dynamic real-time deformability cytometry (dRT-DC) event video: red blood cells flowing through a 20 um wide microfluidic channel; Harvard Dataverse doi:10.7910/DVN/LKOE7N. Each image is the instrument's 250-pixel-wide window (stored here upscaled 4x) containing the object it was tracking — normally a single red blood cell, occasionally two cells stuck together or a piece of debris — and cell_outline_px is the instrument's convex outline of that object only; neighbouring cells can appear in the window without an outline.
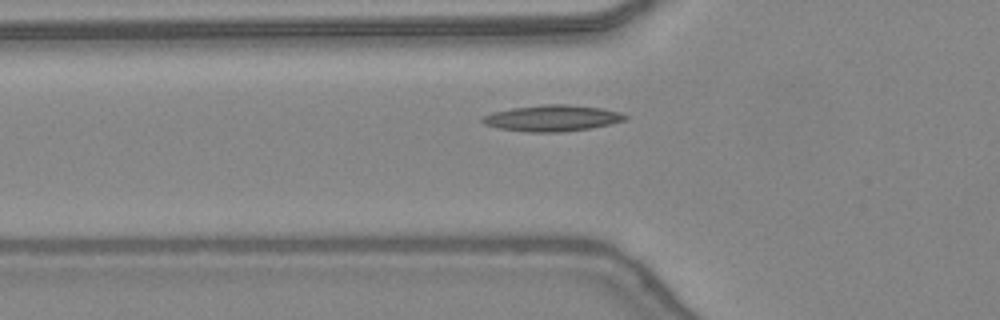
{"species": "common noctule bat (a hibernating species)", "species_latin": "Nyctalus noctula", "temperature_condition": "warm", "stored_images_in_passage": 40, "camera_frame_rate_fps": 3000, "um_per_image_px": 0.085, "animal": {"sex": "female", "body_mass_g": 24.6, "forearm_length_mm": 56.2}, "frame": {"image": 1, "passage_image": 12, "time_ms": 3.667, "image_size_px": [1000, 320], "cell_outline_px": [[628, 116], [624, 120], [592, 128], [560, 132], [528, 132], [500, 128], [484, 124], [480, 120], [484, 116], [492, 112], [512, 108], [544, 104], [568, 104], [600, 108], [620, 112]], "centroid_in_image_um": [46.92, 10.04], "position_along_channel_um": 78.9, "area_um2": 21.62}}
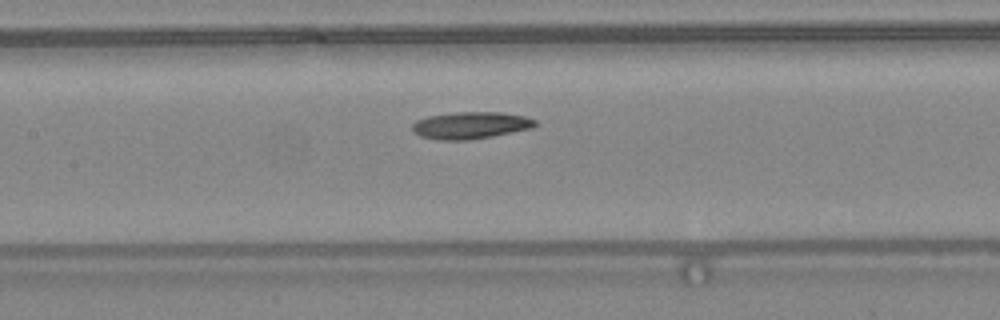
{"frame": {"image": 2, "passage_image": 18, "time_ms": 5.667, "image_size_px": [1000, 320], "cell_outline_px": [[536, 124], [532, 128], [492, 136], [468, 140], [440, 140], [420, 136], [412, 132], [412, 124], [416, 120], [428, 116], [456, 112], [500, 112], [524, 116], [536, 120]], "centroid_in_image_um": [39.96, 10.65], "position_along_channel_um": 167.4, "area_um2": 19.31}}
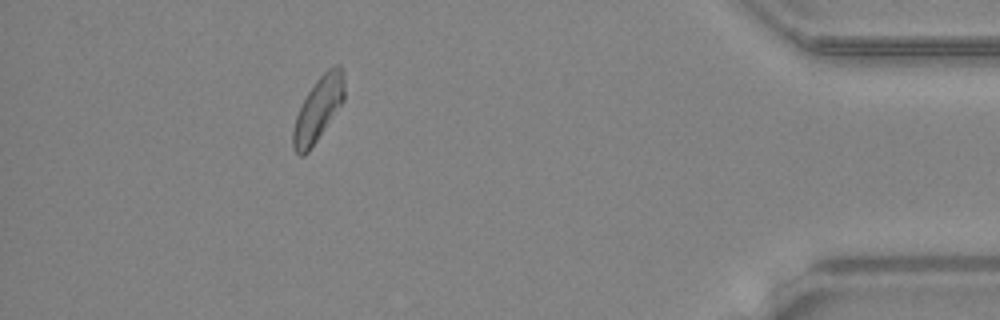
{"frame": {"image": 3, "passage_image": 38, "time_ms": 12.333, "image_size_px": [1000, 320], "cell_outline_px": [[344, 100], [308, 152], [304, 156], [300, 156], [292, 148], [292, 128], [296, 116], [308, 92], [316, 80], [328, 68], [336, 64], [340, 64], [344, 68]], "centroid_in_image_um": [27.05, 9.25], "position_along_channel_um": 408.2, "area_um2": 19.02}}